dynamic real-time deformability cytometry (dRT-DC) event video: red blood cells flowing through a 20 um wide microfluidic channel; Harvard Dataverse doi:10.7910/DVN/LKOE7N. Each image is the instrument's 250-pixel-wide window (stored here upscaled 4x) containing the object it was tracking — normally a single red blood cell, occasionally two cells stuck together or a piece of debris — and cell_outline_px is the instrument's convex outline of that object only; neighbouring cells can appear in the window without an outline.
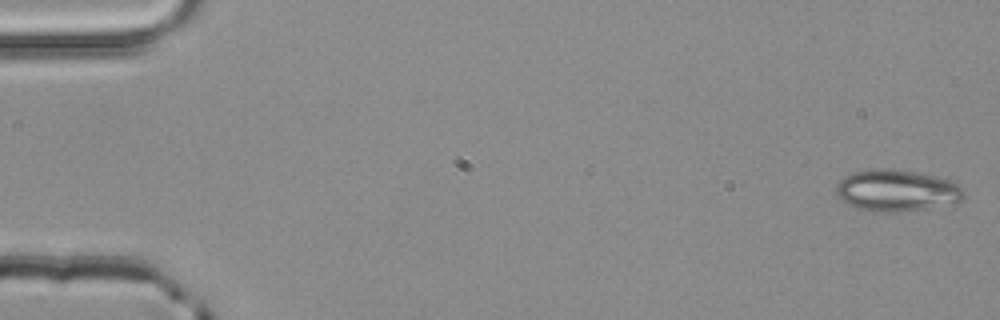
{"species": "common noctule bat (a hibernating species)", "species_latin": "Nyctalus noctula", "temperature_condition": "room temperature", "stored_images_in_passage": 5, "camera_frame_rate_fps": 3000, "um_per_image_px": 0.085, "animal": {"sex": "male", "body_mass_g": 20.4}, "frame": {"image": 1, "passage_image": 1, "time_ms": 0.0, "image_size_px": [1000, 320], "cell_outline_px": [[968, 196], [960, 200], [924, 208], [900, 212], [872, 212], [856, 208], [840, 200], [836, 192], [836, 184], [844, 176], [852, 172], [876, 168], [884, 168], [916, 172], [948, 180], [956, 184]], "centroid_in_image_um": [76.13, 16.19], "position_along_channel_um": 8.9, "area_um2": 30.69}}